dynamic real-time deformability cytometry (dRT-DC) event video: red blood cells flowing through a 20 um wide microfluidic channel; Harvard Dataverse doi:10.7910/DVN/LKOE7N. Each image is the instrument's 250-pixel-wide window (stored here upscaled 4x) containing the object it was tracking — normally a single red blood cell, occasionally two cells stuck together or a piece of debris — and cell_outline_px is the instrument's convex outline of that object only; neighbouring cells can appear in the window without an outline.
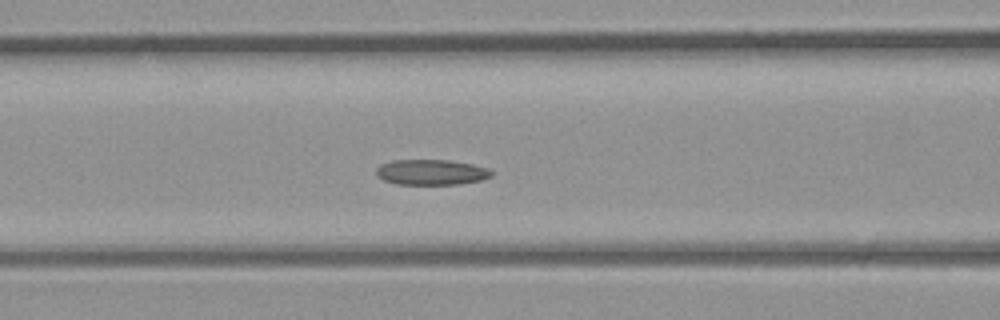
{"species": "common noctule bat (a hibernating species)", "species_latin": "Nyctalus noctula", "temperature_condition": "room temperature", "stored_images_in_passage": 40, "camera_frame_rate_fps": 3000, "um_per_image_px": 0.085, "animal": {"sex": "male", "body_mass_g": 23.1, "forearm_length_mm": 52.7}, "frame": {"image": 1, "passage_image": 15, "time_ms": 4.667, "image_size_px": [1000, 320], "cell_outline_px": [[492, 176], [480, 180], [460, 184], [396, 184], [384, 180], [376, 176], [376, 168], [380, 164], [392, 160], [448, 160], [472, 164], [488, 168], [492, 172]], "centroid_in_image_um": [36.63, 14.63], "position_along_channel_um": 130.0, "area_um2": 17.11}}
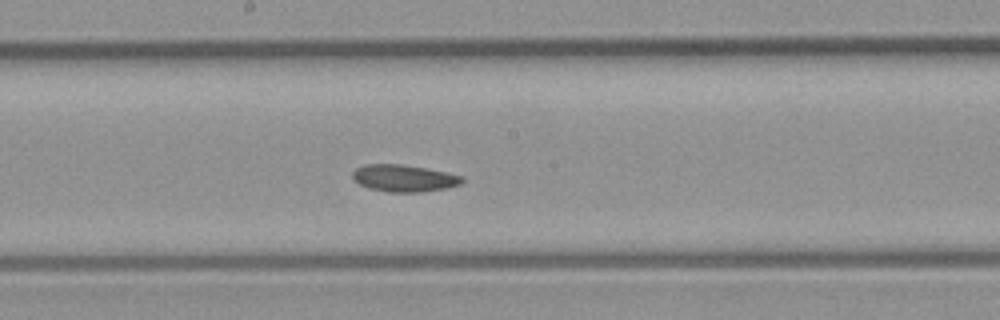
{"frame": {"image": 2, "passage_image": 20, "time_ms": 6.333, "image_size_px": [1000, 320], "cell_outline_px": [[464, 180], [460, 184], [448, 188], [420, 192], [388, 192], [368, 188], [352, 180], [352, 172], [356, 168], [364, 164], [400, 164], [424, 168], [444, 172], [460, 176]], "centroid_in_image_um": [34.28, 15.15], "position_along_channel_um": 213.9, "area_um2": 17.17}}
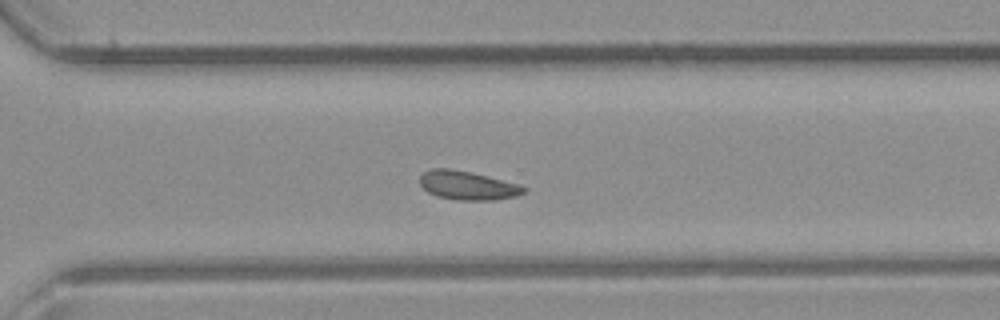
{"frame": {"image": 3, "passage_image": 27, "time_ms": 8.667, "image_size_px": [1000, 320], "cell_outline_px": [[528, 188], [524, 192], [516, 196], [496, 200], [456, 200], [436, 196], [428, 192], [420, 184], [420, 176], [424, 172], [432, 168], [448, 168], [472, 172], [520, 184]], "centroid_in_image_um": [39.76, 15.76], "position_along_channel_um": 330.8, "area_um2": 17.57}}